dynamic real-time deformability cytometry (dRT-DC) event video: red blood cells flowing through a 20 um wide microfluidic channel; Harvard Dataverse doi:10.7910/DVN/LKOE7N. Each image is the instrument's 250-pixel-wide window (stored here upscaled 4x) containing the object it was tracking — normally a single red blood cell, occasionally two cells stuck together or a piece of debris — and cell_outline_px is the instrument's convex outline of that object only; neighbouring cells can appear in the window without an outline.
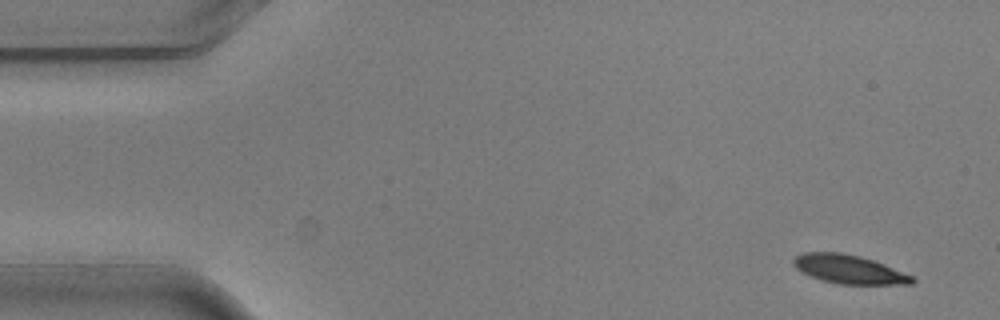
{"species": "common noctule bat (a hibernating species)", "species_latin": "Nyctalus noctula", "temperature_condition": "warm", "stored_images_in_passage": 5, "camera_frame_rate_fps": 3000, "um_per_image_px": 0.085, "animal": {"sex": "male", "body_mass_g": 20.5, "forearm_length_mm": 52.5}, "frame": {"image": 1, "passage_image": 1, "time_ms": 0.0, "image_size_px": [1000, 320], "cell_outline_px": [[916, 280], [912, 284], [840, 284], [824, 280], [800, 272], [792, 264], [792, 260], [796, 256], [804, 252], [840, 252], [860, 256], [884, 264], [916, 276]], "centroid_in_image_um": [72.2, 22.88], "position_along_channel_um": 12.8, "area_um2": 19.94}}